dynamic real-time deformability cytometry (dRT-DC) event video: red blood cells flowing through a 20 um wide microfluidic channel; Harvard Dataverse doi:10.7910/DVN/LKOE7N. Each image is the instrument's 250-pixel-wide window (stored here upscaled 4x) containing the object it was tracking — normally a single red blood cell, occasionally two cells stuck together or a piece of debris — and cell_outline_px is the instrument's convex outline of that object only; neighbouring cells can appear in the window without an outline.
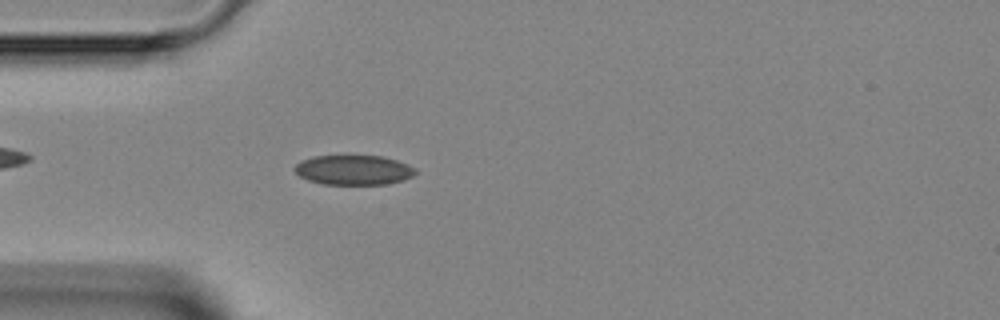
{"species": "Egyptian fruit bat (a non-hibernating species)", "species_latin": "Rousettus aegyptiacus", "temperature_condition": "room temperature", "stored_images_in_passage": 34, "camera_frame_rate_fps": 3000, "um_per_image_px": 0.085, "animal": {"sex": "female"}, "frame": {"image": 1, "passage_image": 7, "time_ms": 2.0, "image_size_px": [1000, 320], "cell_outline_px": [[416, 172], [412, 176], [404, 180], [388, 184], [324, 184], [308, 180], [300, 176], [292, 168], [300, 160], [312, 156], [344, 152], [384, 156], [408, 164], [416, 168]], "centroid_in_image_um": [30.03, 14.38], "position_along_channel_um": 55.0, "area_um2": 22.08}}
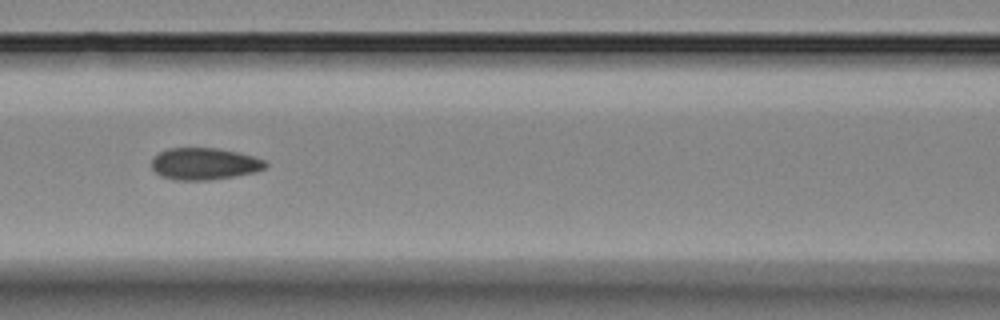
{"frame": {"image": 2, "passage_image": 14, "time_ms": 4.333, "image_size_px": [1000, 320], "cell_outline_px": [[268, 164], [264, 168], [256, 172], [208, 180], [176, 180], [160, 176], [152, 168], [152, 156], [168, 148], [216, 148], [236, 152], [252, 156], [264, 160]], "centroid_in_image_um": [17.33, 13.92], "position_along_channel_um": 149.3, "area_um2": 21.04}}
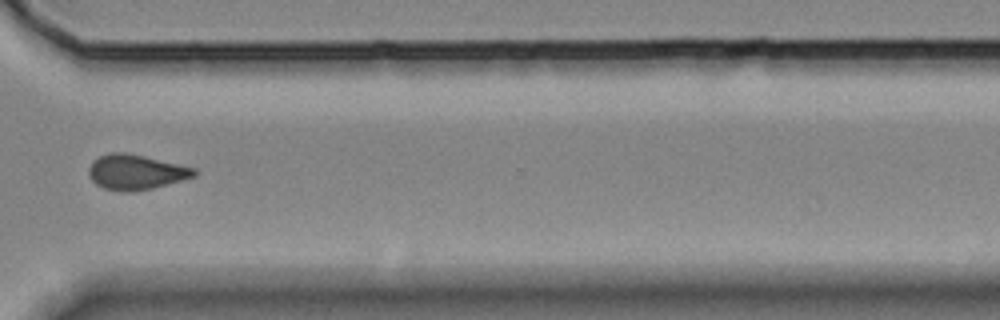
{"frame": {"image": 3, "passage_image": 29, "time_ms": 9.333, "image_size_px": [1000, 320], "cell_outline_px": [[200, 172], [196, 176], [152, 188], [128, 192], [104, 188], [96, 184], [92, 180], [88, 172], [88, 168], [92, 160], [108, 152], [124, 152], [144, 156], [196, 168]], "centroid_in_image_um": [11.55, 14.61], "position_along_channel_um": 359.0, "area_um2": 21.5}}